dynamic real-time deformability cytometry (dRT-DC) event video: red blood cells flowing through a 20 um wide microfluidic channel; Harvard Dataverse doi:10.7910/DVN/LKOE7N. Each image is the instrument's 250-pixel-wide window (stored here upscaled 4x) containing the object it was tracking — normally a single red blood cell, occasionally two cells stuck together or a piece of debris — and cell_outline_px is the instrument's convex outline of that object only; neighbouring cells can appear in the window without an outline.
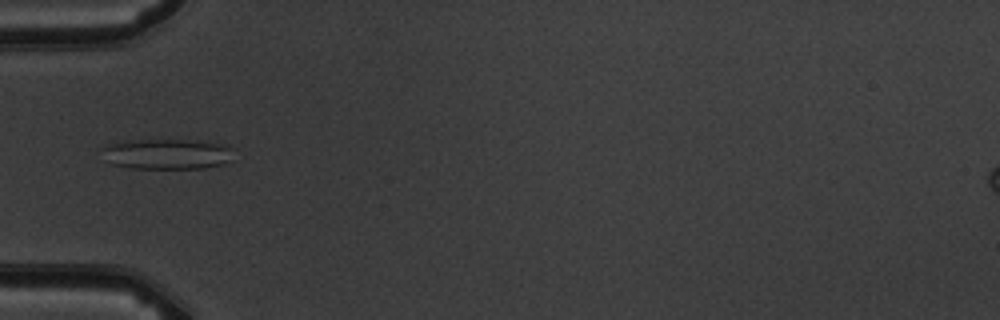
{"species": "common noctule bat (a hibernating species)", "species_latin": "Nyctalus noctula", "temperature_condition": "warm", "stored_images_in_passage": 5, "camera_frame_rate_fps": 3000, "um_per_image_px": 0.085, "animal": {"sex": "male", "body_mass_g": 19.5, "forearm_length_mm": 54.6}, "frame": {"image": 1, "passage_image": 4, "time_ms": 4.333, "image_size_px": [1000, 320], "cell_outline_px": [[236, 148], [228, 160], [224, 164], [204, 168], [132, 168], [112, 164], [100, 148], [108, 144], [124, 140], [196, 140], [228, 144]], "centroid_in_image_um": [14.26, 13.07], "position_along_channel_um": 70.7, "area_um2": 23.52}}
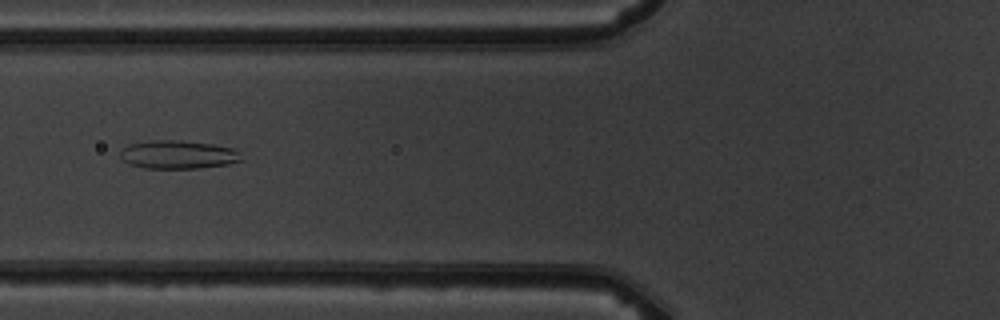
{"frame": {"image": 2, "passage_image": 5, "time_ms": 5.333, "image_size_px": [1000, 320], "cell_outline_px": [[244, 160], [228, 164], [200, 168], [144, 168], [128, 164], [120, 156], [120, 152], [128, 144], [148, 140], [180, 140], [212, 144], [232, 148], [240, 152]], "centroid_in_image_um": [15.14, 13.14], "position_along_channel_um": 110.7, "area_um2": 20.17}}